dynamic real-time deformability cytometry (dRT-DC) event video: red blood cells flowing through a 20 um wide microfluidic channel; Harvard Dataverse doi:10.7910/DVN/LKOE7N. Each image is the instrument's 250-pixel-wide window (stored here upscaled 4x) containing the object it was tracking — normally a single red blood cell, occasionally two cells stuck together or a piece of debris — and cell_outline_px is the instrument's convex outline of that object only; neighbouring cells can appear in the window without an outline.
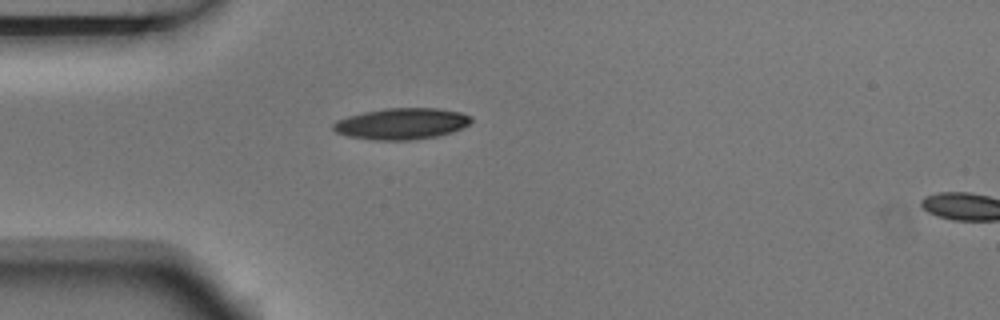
{"species": "Egyptian fruit bat (a non-hibernating species)", "species_latin": "Rousettus aegyptiacus", "temperature_condition": "room temperature", "stored_images_in_passage": 5, "segment_of_instrument_passage": [1, 2], "camera_frame_rate_fps": 3000, "um_per_image_px": 0.085, "animal": {"sex": "male"}, "frame": {"image": 1, "passage_image": 4, "time_ms": 1.0, "image_size_px": [1000, 320], "cell_outline_px": [[472, 120], [468, 124], [452, 132], [436, 136], [408, 140], [372, 140], [348, 136], [336, 132], [332, 128], [332, 124], [336, 120], [348, 116], [364, 112], [384, 108], [436, 108], [460, 112], [472, 116]], "centroid_in_image_um": [34.11, 10.51], "position_along_channel_um": 50.9, "area_um2": 25.09}}